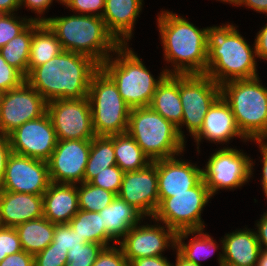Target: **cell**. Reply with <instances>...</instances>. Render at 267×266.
<instances>
[{
  "label": "cell",
  "instance_id": "ba28073f",
  "mask_svg": "<svg viewBox=\"0 0 267 266\" xmlns=\"http://www.w3.org/2000/svg\"><path fill=\"white\" fill-rule=\"evenodd\" d=\"M88 99L96 136L127 132L131 108L122 99L116 84L101 68L91 78Z\"/></svg>",
  "mask_w": 267,
  "mask_h": 266
},
{
  "label": "cell",
  "instance_id": "484cf974",
  "mask_svg": "<svg viewBox=\"0 0 267 266\" xmlns=\"http://www.w3.org/2000/svg\"><path fill=\"white\" fill-rule=\"evenodd\" d=\"M149 106L176 127L181 124L183 107L179 95V75L167 74L164 77Z\"/></svg>",
  "mask_w": 267,
  "mask_h": 266
},
{
  "label": "cell",
  "instance_id": "74e56055",
  "mask_svg": "<svg viewBox=\"0 0 267 266\" xmlns=\"http://www.w3.org/2000/svg\"><path fill=\"white\" fill-rule=\"evenodd\" d=\"M51 243H55V247H61L65 250H70L80 247L86 242L77 234V232L72 229L68 223H62L55 224L54 237Z\"/></svg>",
  "mask_w": 267,
  "mask_h": 266
},
{
  "label": "cell",
  "instance_id": "4dcf8cb0",
  "mask_svg": "<svg viewBox=\"0 0 267 266\" xmlns=\"http://www.w3.org/2000/svg\"><path fill=\"white\" fill-rule=\"evenodd\" d=\"M116 165L125 173L145 168L151 160L128 133L114 135Z\"/></svg>",
  "mask_w": 267,
  "mask_h": 266
},
{
  "label": "cell",
  "instance_id": "f1b7e54d",
  "mask_svg": "<svg viewBox=\"0 0 267 266\" xmlns=\"http://www.w3.org/2000/svg\"><path fill=\"white\" fill-rule=\"evenodd\" d=\"M22 249L32 255L44 250L52 241L55 223L44 216L19 224L15 227Z\"/></svg>",
  "mask_w": 267,
  "mask_h": 266
},
{
  "label": "cell",
  "instance_id": "f5cc1de1",
  "mask_svg": "<svg viewBox=\"0 0 267 266\" xmlns=\"http://www.w3.org/2000/svg\"><path fill=\"white\" fill-rule=\"evenodd\" d=\"M20 0H0V12L4 14L19 13Z\"/></svg>",
  "mask_w": 267,
  "mask_h": 266
},
{
  "label": "cell",
  "instance_id": "9f6ffc18",
  "mask_svg": "<svg viewBox=\"0 0 267 266\" xmlns=\"http://www.w3.org/2000/svg\"><path fill=\"white\" fill-rule=\"evenodd\" d=\"M216 1H220L223 4L224 3H226V4L228 3V4H231V5L235 6V7H238L241 4V0H216Z\"/></svg>",
  "mask_w": 267,
  "mask_h": 266
},
{
  "label": "cell",
  "instance_id": "5b68a950",
  "mask_svg": "<svg viewBox=\"0 0 267 266\" xmlns=\"http://www.w3.org/2000/svg\"><path fill=\"white\" fill-rule=\"evenodd\" d=\"M130 45H120L100 68L116 84L122 99L131 108L149 106L159 83L167 75L164 67L155 76Z\"/></svg>",
  "mask_w": 267,
  "mask_h": 266
},
{
  "label": "cell",
  "instance_id": "9a60e30c",
  "mask_svg": "<svg viewBox=\"0 0 267 266\" xmlns=\"http://www.w3.org/2000/svg\"><path fill=\"white\" fill-rule=\"evenodd\" d=\"M50 183L46 161L12 153L6 164L0 191L43 195Z\"/></svg>",
  "mask_w": 267,
  "mask_h": 266
},
{
  "label": "cell",
  "instance_id": "f35d334b",
  "mask_svg": "<svg viewBox=\"0 0 267 266\" xmlns=\"http://www.w3.org/2000/svg\"><path fill=\"white\" fill-rule=\"evenodd\" d=\"M68 250L50 243L44 250L34 255V266H66Z\"/></svg>",
  "mask_w": 267,
  "mask_h": 266
},
{
  "label": "cell",
  "instance_id": "e0dca14e",
  "mask_svg": "<svg viewBox=\"0 0 267 266\" xmlns=\"http://www.w3.org/2000/svg\"><path fill=\"white\" fill-rule=\"evenodd\" d=\"M91 139L58 140L57 145L47 161L49 178L54 183H83Z\"/></svg>",
  "mask_w": 267,
  "mask_h": 266
},
{
  "label": "cell",
  "instance_id": "e575fe53",
  "mask_svg": "<svg viewBox=\"0 0 267 266\" xmlns=\"http://www.w3.org/2000/svg\"><path fill=\"white\" fill-rule=\"evenodd\" d=\"M17 15L18 13L4 14L0 12V48L22 33L33 22L29 16Z\"/></svg>",
  "mask_w": 267,
  "mask_h": 266
},
{
  "label": "cell",
  "instance_id": "6da1fadb",
  "mask_svg": "<svg viewBox=\"0 0 267 266\" xmlns=\"http://www.w3.org/2000/svg\"><path fill=\"white\" fill-rule=\"evenodd\" d=\"M159 38L167 74H205L212 26L199 28L186 17L162 10L157 14Z\"/></svg>",
  "mask_w": 267,
  "mask_h": 266
},
{
  "label": "cell",
  "instance_id": "7bdbcfd3",
  "mask_svg": "<svg viewBox=\"0 0 267 266\" xmlns=\"http://www.w3.org/2000/svg\"><path fill=\"white\" fill-rule=\"evenodd\" d=\"M92 266H129L121 248L116 244L105 247L98 255Z\"/></svg>",
  "mask_w": 267,
  "mask_h": 266
},
{
  "label": "cell",
  "instance_id": "11a10c76",
  "mask_svg": "<svg viewBox=\"0 0 267 266\" xmlns=\"http://www.w3.org/2000/svg\"><path fill=\"white\" fill-rule=\"evenodd\" d=\"M256 266H267V251L261 250Z\"/></svg>",
  "mask_w": 267,
  "mask_h": 266
},
{
  "label": "cell",
  "instance_id": "83f0119b",
  "mask_svg": "<svg viewBox=\"0 0 267 266\" xmlns=\"http://www.w3.org/2000/svg\"><path fill=\"white\" fill-rule=\"evenodd\" d=\"M62 50L60 41L48 25L45 22L33 21L28 74L35 67L45 64L57 56Z\"/></svg>",
  "mask_w": 267,
  "mask_h": 266
},
{
  "label": "cell",
  "instance_id": "60d3db41",
  "mask_svg": "<svg viewBox=\"0 0 267 266\" xmlns=\"http://www.w3.org/2000/svg\"><path fill=\"white\" fill-rule=\"evenodd\" d=\"M22 250L16 229L13 227L0 226V262H2L7 255L15 254Z\"/></svg>",
  "mask_w": 267,
  "mask_h": 266
},
{
  "label": "cell",
  "instance_id": "9c48e42d",
  "mask_svg": "<svg viewBox=\"0 0 267 266\" xmlns=\"http://www.w3.org/2000/svg\"><path fill=\"white\" fill-rule=\"evenodd\" d=\"M218 149L211 153L202 168L203 181L212 197L223 189H241L255 177V160L253 162V158L244 153L243 149L238 150L236 146Z\"/></svg>",
  "mask_w": 267,
  "mask_h": 266
},
{
  "label": "cell",
  "instance_id": "d590c367",
  "mask_svg": "<svg viewBox=\"0 0 267 266\" xmlns=\"http://www.w3.org/2000/svg\"><path fill=\"white\" fill-rule=\"evenodd\" d=\"M105 246L96 243H84L80 247L68 250L66 266H92Z\"/></svg>",
  "mask_w": 267,
  "mask_h": 266
},
{
  "label": "cell",
  "instance_id": "52a82bcc",
  "mask_svg": "<svg viewBox=\"0 0 267 266\" xmlns=\"http://www.w3.org/2000/svg\"><path fill=\"white\" fill-rule=\"evenodd\" d=\"M127 132L151 162L185 152L177 127L150 106L130 110Z\"/></svg>",
  "mask_w": 267,
  "mask_h": 266
},
{
  "label": "cell",
  "instance_id": "ab89813d",
  "mask_svg": "<svg viewBox=\"0 0 267 266\" xmlns=\"http://www.w3.org/2000/svg\"><path fill=\"white\" fill-rule=\"evenodd\" d=\"M62 5L74 14L102 17L105 0H62Z\"/></svg>",
  "mask_w": 267,
  "mask_h": 266
},
{
  "label": "cell",
  "instance_id": "f546056e",
  "mask_svg": "<svg viewBox=\"0 0 267 266\" xmlns=\"http://www.w3.org/2000/svg\"><path fill=\"white\" fill-rule=\"evenodd\" d=\"M68 224L86 243L101 244L105 247L117 244L104 230L99 212H88L80 209Z\"/></svg>",
  "mask_w": 267,
  "mask_h": 266
},
{
  "label": "cell",
  "instance_id": "db71d44e",
  "mask_svg": "<svg viewBox=\"0 0 267 266\" xmlns=\"http://www.w3.org/2000/svg\"><path fill=\"white\" fill-rule=\"evenodd\" d=\"M174 254H176V257H175L176 262H175V264L173 263L172 266H202V265L185 260L176 252V250H175Z\"/></svg>",
  "mask_w": 267,
  "mask_h": 266
},
{
  "label": "cell",
  "instance_id": "b9f144b4",
  "mask_svg": "<svg viewBox=\"0 0 267 266\" xmlns=\"http://www.w3.org/2000/svg\"><path fill=\"white\" fill-rule=\"evenodd\" d=\"M23 82H25V77L10 66L0 54V91H9L19 87Z\"/></svg>",
  "mask_w": 267,
  "mask_h": 266
},
{
  "label": "cell",
  "instance_id": "8fae6325",
  "mask_svg": "<svg viewBox=\"0 0 267 266\" xmlns=\"http://www.w3.org/2000/svg\"><path fill=\"white\" fill-rule=\"evenodd\" d=\"M212 199L203 179L188 192L173 194L165 198L158 206L154 218L164 223L176 233L180 231L205 230L202 211Z\"/></svg>",
  "mask_w": 267,
  "mask_h": 266
},
{
  "label": "cell",
  "instance_id": "6f0895ef",
  "mask_svg": "<svg viewBox=\"0 0 267 266\" xmlns=\"http://www.w3.org/2000/svg\"><path fill=\"white\" fill-rule=\"evenodd\" d=\"M2 94H3V92L0 91V103H1V97H2Z\"/></svg>",
  "mask_w": 267,
  "mask_h": 266
},
{
  "label": "cell",
  "instance_id": "7c38bea8",
  "mask_svg": "<svg viewBox=\"0 0 267 266\" xmlns=\"http://www.w3.org/2000/svg\"><path fill=\"white\" fill-rule=\"evenodd\" d=\"M147 220L151 221V224L142 221L141 225L132 227L117 243L129 263L139 258L164 256L166 249H176L177 233L154 218Z\"/></svg>",
  "mask_w": 267,
  "mask_h": 266
},
{
  "label": "cell",
  "instance_id": "f907efd6",
  "mask_svg": "<svg viewBox=\"0 0 267 266\" xmlns=\"http://www.w3.org/2000/svg\"><path fill=\"white\" fill-rule=\"evenodd\" d=\"M172 264L165 256H155L132 260L129 266H172Z\"/></svg>",
  "mask_w": 267,
  "mask_h": 266
},
{
  "label": "cell",
  "instance_id": "d4e9b609",
  "mask_svg": "<svg viewBox=\"0 0 267 266\" xmlns=\"http://www.w3.org/2000/svg\"><path fill=\"white\" fill-rule=\"evenodd\" d=\"M103 228L118 243L127 232L147 218L135 207L116 196L113 201L99 212Z\"/></svg>",
  "mask_w": 267,
  "mask_h": 266
},
{
  "label": "cell",
  "instance_id": "ee69618b",
  "mask_svg": "<svg viewBox=\"0 0 267 266\" xmlns=\"http://www.w3.org/2000/svg\"><path fill=\"white\" fill-rule=\"evenodd\" d=\"M53 1L54 0H20V10H22L21 8H27L32 13H35V15L37 14L36 17L30 16L33 21L45 22L48 17L44 16V14L51 9L50 6H52ZM55 2L62 4V0H56Z\"/></svg>",
  "mask_w": 267,
  "mask_h": 266
},
{
  "label": "cell",
  "instance_id": "2e32d148",
  "mask_svg": "<svg viewBox=\"0 0 267 266\" xmlns=\"http://www.w3.org/2000/svg\"><path fill=\"white\" fill-rule=\"evenodd\" d=\"M8 137L13 153L46 162L58 142L56 131L47 112L37 119L25 122Z\"/></svg>",
  "mask_w": 267,
  "mask_h": 266
},
{
  "label": "cell",
  "instance_id": "816d5d0a",
  "mask_svg": "<svg viewBox=\"0 0 267 266\" xmlns=\"http://www.w3.org/2000/svg\"><path fill=\"white\" fill-rule=\"evenodd\" d=\"M248 7L257 13L266 14L267 16V0H241L239 7Z\"/></svg>",
  "mask_w": 267,
  "mask_h": 266
},
{
  "label": "cell",
  "instance_id": "7a4b0ae2",
  "mask_svg": "<svg viewBox=\"0 0 267 266\" xmlns=\"http://www.w3.org/2000/svg\"><path fill=\"white\" fill-rule=\"evenodd\" d=\"M100 65L84 54L62 50L45 64L35 67L25 78L47 101L88 97L93 74Z\"/></svg>",
  "mask_w": 267,
  "mask_h": 266
},
{
  "label": "cell",
  "instance_id": "836d02e7",
  "mask_svg": "<svg viewBox=\"0 0 267 266\" xmlns=\"http://www.w3.org/2000/svg\"><path fill=\"white\" fill-rule=\"evenodd\" d=\"M79 209L100 212L107 207L116 195L113 192L92 185L89 182L77 184Z\"/></svg>",
  "mask_w": 267,
  "mask_h": 266
},
{
  "label": "cell",
  "instance_id": "ffe728a7",
  "mask_svg": "<svg viewBox=\"0 0 267 266\" xmlns=\"http://www.w3.org/2000/svg\"><path fill=\"white\" fill-rule=\"evenodd\" d=\"M236 137L240 138L239 140H242L243 143L248 141L239 131L229 104L220 96L209 108L202 128L193 137L197 153L200 154L199 147L204 140L215 145L223 146L225 144L224 147H229L228 145L231 143L229 141H233Z\"/></svg>",
  "mask_w": 267,
  "mask_h": 266
},
{
  "label": "cell",
  "instance_id": "681fc988",
  "mask_svg": "<svg viewBox=\"0 0 267 266\" xmlns=\"http://www.w3.org/2000/svg\"><path fill=\"white\" fill-rule=\"evenodd\" d=\"M255 232L259 241L261 250L267 251V211L260 215V219L255 221ZM257 229V230H256Z\"/></svg>",
  "mask_w": 267,
  "mask_h": 266
},
{
  "label": "cell",
  "instance_id": "8992f818",
  "mask_svg": "<svg viewBox=\"0 0 267 266\" xmlns=\"http://www.w3.org/2000/svg\"><path fill=\"white\" fill-rule=\"evenodd\" d=\"M261 78L232 80L220 85L241 134L251 141L267 140V87Z\"/></svg>",
  "mask_w": 267,
  "mask_h": 266
},
{
  "label": "cell",
  "instance_id": "ac0fdd59",
  "mask_svg": "<svg viewBox=\"0 0 267 266\" xmlns=\"http://www.w3.org/2000/svg\"><path fill=\"white\" fill-rule=\"evenodd\" d=\"M117 196L152 218L159 206L157 160L143 169L125 172Z\"/></svg>",
  "mask_w": 267,
  "mask_h": 266
},
{
  "label": "cell",
  "instance_id": "7dc6e473",
  "mask_svg": "<svg viewBox=\"0 0 267 266\" xmlns=\"http://www.w3.org/2000/svg\"><path fill=\"white\" fill-rule=\"evenodd\" d=\"M12 153L9 137L0 134V185L5 174L6 164Z\"/></svg>",
  "mask_w": 267,
  "mask_h": 266
},
{
  "label": "cell",
  "instance_id": "4fadbf2b",
  "mask_svg": "<svg viewBox=\"0 0 267 266\" xmlns=\"http://www.w3.org/2000/svg\"><path fill=\"white\" fill-rule=\"evenodd\" d=\"M47 113L58 140L93 139L92 111L88 97L47 102Z\"/></svg>",
  "mask_w": 267,
  "mask_h": 266
},
{
  "label": "cell",
  "instance_id": "44dd1931",
  "mask_svg": "<svg viewBox=\"0 0 267 266\" xmlns=\"http://www.w3.org/2000/svg\"><path fill=\"white\" fill-rule=\"evenodd\" d=\"M222 239V253L217 260L219 266H256L261 251L255 229H236Z\"/></svg>",
  "mask_w": 267,
  "mask_h": 266
},
{
  "label": "cell",
  "instance_id": "277c9868",
  "mask_svg": "<svg viewBox=\"0 0 267 266\" xmlns=\"http://www.w3.org/2000/svg\"><path fill=\"white\" fill-rule=\"evenodd\" d=\"M45 23L54 32L63 50L89 56L99 65L121 45L98 16L76 13L52 16Z\"/></svg>",
  "mask_w": 267,
  "mask_h": 266
},
{
  "label": "cell",
  "instance_id": "1f68e13d",
  "mask_svg": "<svg viewBox=\"0 0 267 266\" xmlns=\"http://www.w3.org/2000/svg\"><path fill=\"white\" fill-rule=\"evenodd\" d=\"M116 165L114 135L95 136L91 139V148L83 182H90L105 168Z\"/></svg>",
  "mask_w": 267,
  "mask_h": 266
},
{
  "label": "cell",
  "instance_id": "5bb4252c",
  "mask_svg": "<svg viewBox=\"0 0 267 266\" xmlns=\"http://www.w3.org/2000/svg\"><path fill=\"white\" fill-rule=\"evenodd\" d=\"M47 112V101L26 81L3 92L0 103V134L8 136L25 122Z\"/></svg>",
  "mask_w": 267,
  "mask_h": 266
},
{
  "label": "cell",
  "instance_id": "cb8c5ba5",
  "mask_svg": "<svg viewBox=\"0 0 267 266\" xmlns=\"http://www.w3.org/2000/svg\"><path fill=\"white\" fill-rule=\"evenodd\" d=\"M77 184L51 182L43 194V216L55 224L69 223L79 211Z\"/></svg>",
  "mask_w": 267,
  "mask_h": 266
},
{
  "label": "cell",
  "instance_id": "603a6c76",
  "mask_svg": "<svg viewBox=\"0 0 267 266\" xmlns=\"http://www.w3.org/2000/svg\"><path fill=\"white\" fill-rule=\"evenodd\" d=\"M43 217V195L0 191V226L13 227Z\"/></svg>",
  "mask_w": 267,
  "mask_h": 266
},
{
  "label": "cell",
  "instance_id": "c3c4849f",
  "mask_svg": "<svg viewBox=\"0 0 267 266\" xmlns=\"http://www.w3.org/2000/svg\"><path fill=\"white\" fill-rule=\"evenodd\" d=\"M254 144H257L259 147V152L261 158L260 162L262 164V177H261V184L262 185V191L266 197V201H267V140L264 141H251Z\"/></svg>",
  "mask_w": 267,
  "mask_h": 266
},
{
  "label": "cell",
  "instance_id": "d6a6232c",
  "mask_svg": "<svg viewBox=\"0 0 267 266\" xmlns=\"http://www.w3.org/2000/svg\"><path fill=\"white\" fill-rule=\"evenodd\" d=\"M33 36V22L19 35L0 48L5 61L17 69L25 78L28 75L30 45Z\"/></svg>",
  "mask_w": 267,
  "mask_h": 266
},
{
  "label": "cell",
  "instance_id": "bcb514c9",
  "mask_svg": "<svg viewBox=\"0 0 267 266\" xmlns=\"http://www.w3.org/2000/svg\"><path fill=\"white\" fill-rule=\"evenodd\" d=\"M256 57L260 61H267V23L255 35Z\"/></svg>",
  "mask_w": 267,
  "mask_h": 266
},
{
  "label": "cell",
  "instance_id": "7402d4cb",
  "mask_svg": "<svg viewBox=\"0 0 267 266\" xmlns=\"http://www.w3.org/2000/svg\"><path fill=\"white\" fill-rule=\"evenodd\" d=\"M144 0H105L102 19L108 31L121 45L134 37L136 20L143 10Z\"/></svg>",
  "mask_w": 267,
  "mask_h": 266
},
{
  "label": "cell",
  "instance_id": "d6986e66",
  "mask_svg": "<svg viewBox=\"0 0 267 266\" xmlns=\"http://www.w3.org/2000/svg\"><path fill=\"white\" fill-rule=\"evenodd\" d=\"M182 154L157 160L159 204L173 194L188 192L203 179L202 167L183 159Z\"/></svg>",
  "mask_w": 267,
  "mask_h": 266
},
{
  "label": "cell",
  "instance_id": "4316f807",
  "mask_svg": "<svg viewBox=\"0 0 267 266\" xmlns=\"http://www.w3.org/2000/svg\"><path fill=\"white\" fill-rule=\"evenodd\" d=\"M189 236L191 238L185 242ZM219 242L220 245L204 230L180 231L176 235L175 250L185 260L201 265L202 260L214 255L218 249L222 252V240L220 239Z\"/></svg>",
  "mask_w": 267,
  "mask_h": 266
},
{
  "label": "cell",
  "instance_id": "f6af8a7d",
  "mask_svg": "<svg viewBox=\"0 0 267 266\" xmlns=\"http://www.w3.org/2000/svg\"><path fill=\"white\" fill-rule=\"evenodd\" d=\"M0 266H34V255L22 250L18 253L7 255L0 262Z\"/></svg>",
  "mask_w": 267,
  "mask_h": 266
},
{
  "label": "cell",
  "instance_id": "30bf717a",
  "mask_svg": "<svg viewBox=\"0 0 267 266\" xmlns=\"http://www.w3.org/2000/svg\"><path fill=\"white\" fill-rule=\"evenodd\" d=\"M179 95L183 107L182 122L177 127L180 137L193 138L202 128L204 117L221 96V87L205 74L179 75ZM188 134H184L183 127Z\"/></svg>",
  "mask_w": 267,
  "mask_h": 266
},
{
  "label": "cell",
  "instance_id": "8d00e7d4",
  "mask_svg": "<svg viewBox=\"0 0 267 266\" xmlns=\"http://www.w3.org/2000/svg\"><path fill=\"white\" fill-rule=\"evenodd\" d=\"M123 176L124 172L117 165H114L99 172L89 183L113 192L117 196Z\"/></svg>",
  "mask_w": 267,
  "mask_h": 266
},
{
  "label": "cell",
  "instance_id": "3957f363",
  "mask_svg": "<svg viewBox=\"0 0 267 266\" xmlns=\"http://www.w3.org/2000/svg\"><path fill=\"white\" fill-rule=\"evenodd\" d=\"M237 27L225 22L219 26L213 25L209 33L205 75L219 85L259 76L255 43L250 45Z\"/></svg>",
  "mask_w": 267,
  "mask_h": 266
}]
</instances>
